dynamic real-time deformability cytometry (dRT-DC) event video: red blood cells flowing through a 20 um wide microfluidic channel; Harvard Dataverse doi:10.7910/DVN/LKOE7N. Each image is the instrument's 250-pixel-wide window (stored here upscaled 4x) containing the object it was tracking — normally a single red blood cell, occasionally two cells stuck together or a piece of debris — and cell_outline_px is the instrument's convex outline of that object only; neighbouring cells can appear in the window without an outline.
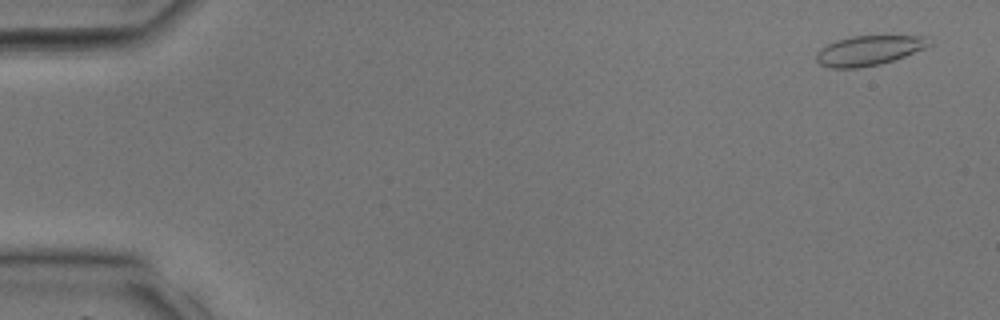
{"species": "common noctule bat (a hibernating species)", "species_latin": "Nyctalus noctula", "temperature_condition": "room temperature", "stored_images_in_passage": 38, "camera_frame_rate_fps": 3000, "um_per_image_px": 0.085, "animal": {"sex": "male", "body_mass_g": 17.9, "forearm_length_mm": 54.2}, "frame": {"image": 1, "passage_image": 2, "time_ms": 0.333, "image_size_px": [1000, 320], "cell_outline_px": [[932, 44], [924, 48], [904, 56], [880, 64], [860, 68], [828, 68], [820, 64], [816, 60], [816, 52], [820, 48], [836, 40], [852, 36], [928, 36], [932, 40]], "centroid_in_image_um": [73.84, 4.29], "position_along_channel_um": 11.2, "area_um2": 19.65}}
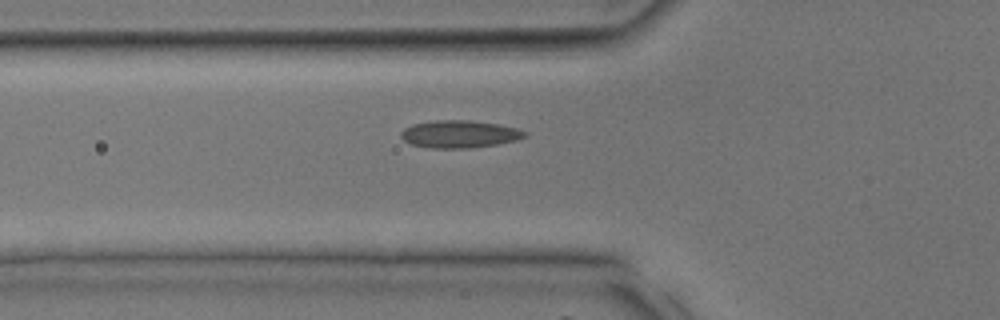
{"frame": {"image": 2, "passage_image": 14, "time_ms": 4.333, "image_size_px": [1000, 320], "cell_outline_px": [[528, 136], [516, 140], [496, 144], [468, 148], [432, 148], [412, 144], [404, 140], [400, 136], [400, 132], [404, 128], [412, 124], [436, 120], [468, 120], [500, 124], [516, 128], [528, 132]], "centroid_in_image_um": [39.07, 11.39], "position_along_channel_um": 86.7, "area_um2": 19.83}}
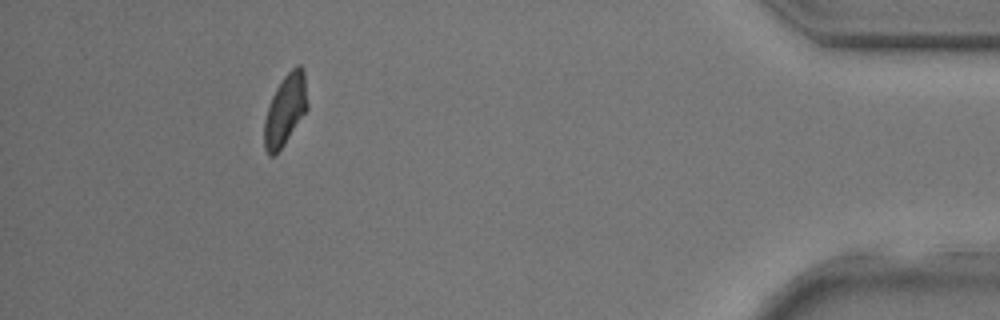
{"frame": {"image": 3, "passage_image": 35, "time_ms": 11.333, "image_size_px": [1000, 320], "cell_outline_px": [[308, 108], [284, 144], [272, 156], [268, 156], [264, 148], [264, 120], [272, 96], [276, 88], [284, 76], [296, 64], [300, 64], [304, 72], [308, 104]], "centroid_in_image_um": [24.25, 9.32], "position_along_channel_um": 411.0, "area_um2": 17.69}}